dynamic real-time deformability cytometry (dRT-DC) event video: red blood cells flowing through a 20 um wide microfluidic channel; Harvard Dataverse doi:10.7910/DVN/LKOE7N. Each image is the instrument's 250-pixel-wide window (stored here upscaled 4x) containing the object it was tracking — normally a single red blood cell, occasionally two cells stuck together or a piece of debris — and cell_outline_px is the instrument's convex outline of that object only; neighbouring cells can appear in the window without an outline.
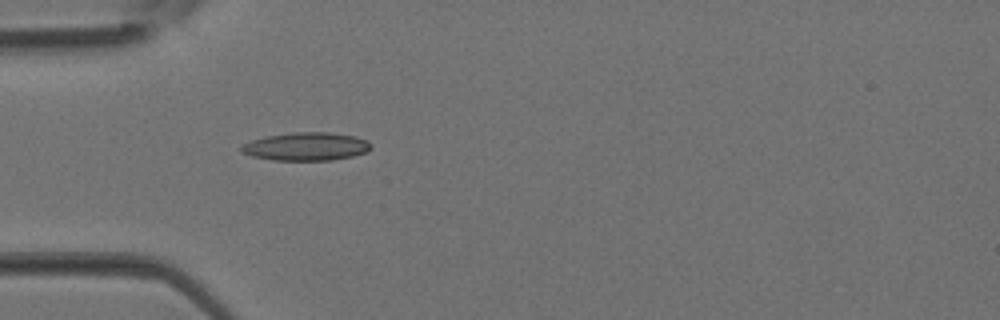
{"species": "Egyptian fruit bat (a non-hibernating species)", "species_latin": "Rousettus aegyptiacus", "temperature_condition": "room temperature", "stored_images_in_passage": 2, "camera_frame_rate_fps": 3000, "um_per_image_px": 0.085, "animal": {"sex": "female"}, "frame": {"image": 1, "passage_image": 2, "time_ms": 0.333, "image_size_px": [1000, 320], "cell_outline_px": [[372, 148], [364, 152], [352, 156], [332, 160], [272, 160], [252, 156], [244, 152], [240, 148], [244, 144], [252, 140], [268, 136], [292, 132], [328, 132], [356, 136], [368, 140], [372, 144]], "centroid_in_image_um": [26.07, 12.45], "position_along_channel_um": 58.9, "area_um2": 21.15}}